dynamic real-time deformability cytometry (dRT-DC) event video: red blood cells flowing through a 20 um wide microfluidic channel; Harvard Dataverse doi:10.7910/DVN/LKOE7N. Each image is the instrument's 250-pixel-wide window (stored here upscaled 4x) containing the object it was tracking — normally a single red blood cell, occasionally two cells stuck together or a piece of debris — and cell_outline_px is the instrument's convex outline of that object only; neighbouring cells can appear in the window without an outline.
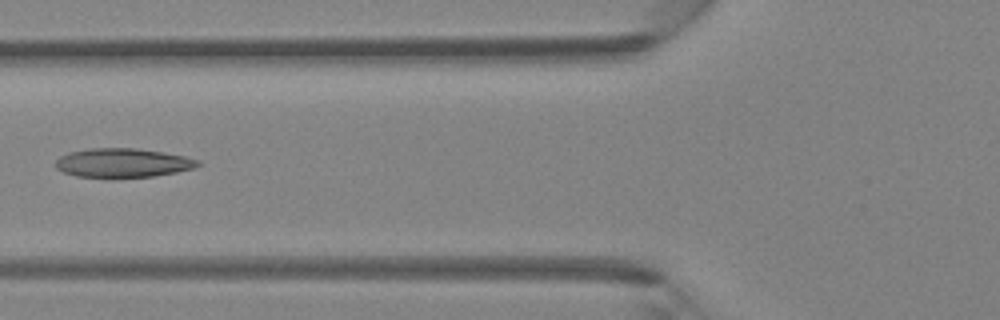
{"species": "Egyptian fruit bat (a non-hibernating species)", "species_latin": "Rousettus aegyptiacus", "temperature_condition": "room temperature", "stored_images_in_passage": 5, "camera_frame_rate_fps": 3000, "um_per_image_px": 0.085, "animal": {"sex": "female"}, "frame": {"image": 1, "passage_image": 5, "time_ms": 1.333, "image_size_px": [1000, 320], "cell_outline_px": [[200, 164], [192, 168], [176, 172], [152, 176], [76, 176], [64, 172], [56, 168], [56, 160], [60, 156], [68, 152], [92, 148], [136, 148], [164, 152], [184, 156], [200, 160]], "centroid_in_image_um": [10.43, 13.82], "position_along_channel_um": 115.4, "area_um2": 23.58}}